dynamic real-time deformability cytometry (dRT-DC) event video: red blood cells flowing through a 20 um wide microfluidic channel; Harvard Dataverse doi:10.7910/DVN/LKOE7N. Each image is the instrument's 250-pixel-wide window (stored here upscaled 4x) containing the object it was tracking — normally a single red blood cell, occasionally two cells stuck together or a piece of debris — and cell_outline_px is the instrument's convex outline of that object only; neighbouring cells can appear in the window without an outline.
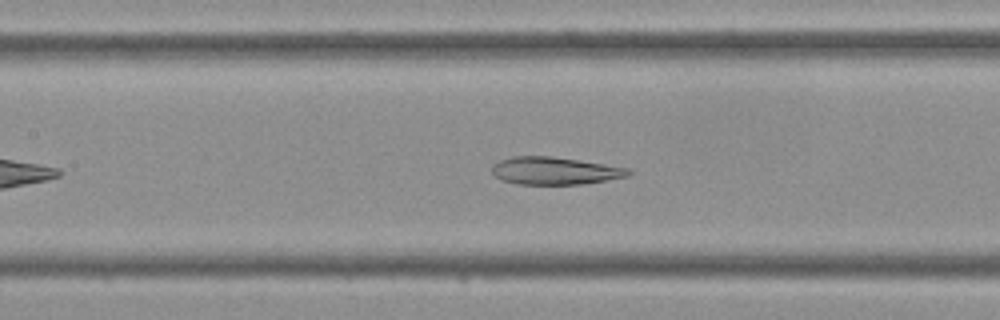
{"species": "Egyptian fruit bat (a non-hibernating species)", "species_latin": "Rousettus aegyptiacus", "temperature_condition": "cold", "stored_images_in_passage": 36, "camera_frame_rate_fps": 3000, "um_per_image_px": 0.085, "frame": {"image": 1, "passage_image": 12, "time_ms": 3.667, "image_size_px": [1000, 320], "cell_outline_px": [[632, 172], [628, 176], [580, 184], [516, 184], [500, 180], [492, 172], [492, 164], [500, 160], [512, 156], [552, 156], [580, 160], [628, 168]], "centroid_in_image_um": [47.11, 14.51], "position_along_channel_um": 160.3, "area_um2": 21.85}}
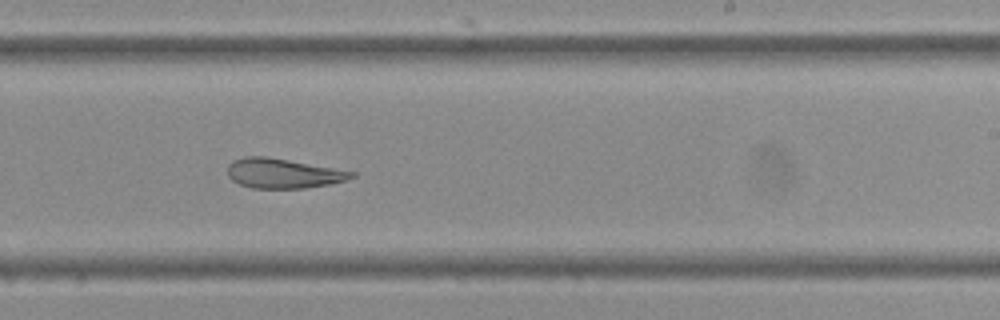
{"frame": {"image": 2, "passage_image": 19, "time_ms": 6.0, "image_size_px": [1000, 320], "cell_outline_px": [[356, 176], [344, 180], [328, 184], [304, 188], [252, 188], [240, 184], [232, 180], [228, 176], [228, 164], [232, 160], [244, 156], [268, 156], [356, 172]], "centroid_in_image_um": [24.02, 14.72], "position_along_channel_um": 265.0, "area_um2": 21.44}}
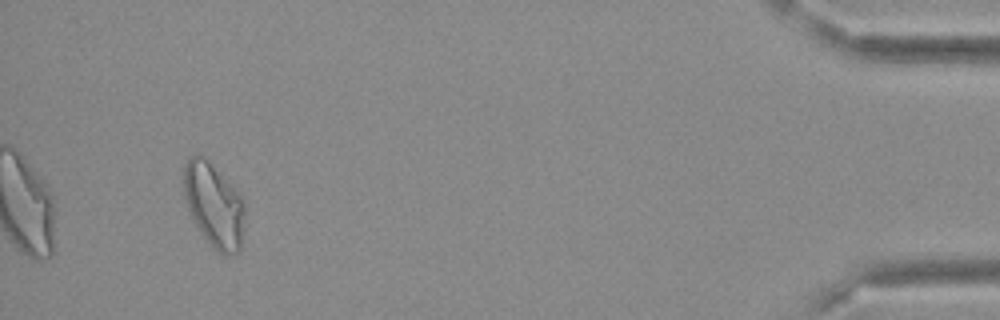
{"frame": {"image": 3, "passage_image": 34, "time_ms": 11.0, "image_size_px": [1000, 320], "cell_outline_px": [[244, 216], [240, 248], [236, 252], [228, 256], [220, 256], [212, 248], [188, 212], [184, 196], [184, 164], [188, 156], [200, 152], [240, 192], [244, 200]], "centroid_in_image_um": [18.17, 17.41], "position_along_channel_um": 417.0, "area_um2": 30.4}}